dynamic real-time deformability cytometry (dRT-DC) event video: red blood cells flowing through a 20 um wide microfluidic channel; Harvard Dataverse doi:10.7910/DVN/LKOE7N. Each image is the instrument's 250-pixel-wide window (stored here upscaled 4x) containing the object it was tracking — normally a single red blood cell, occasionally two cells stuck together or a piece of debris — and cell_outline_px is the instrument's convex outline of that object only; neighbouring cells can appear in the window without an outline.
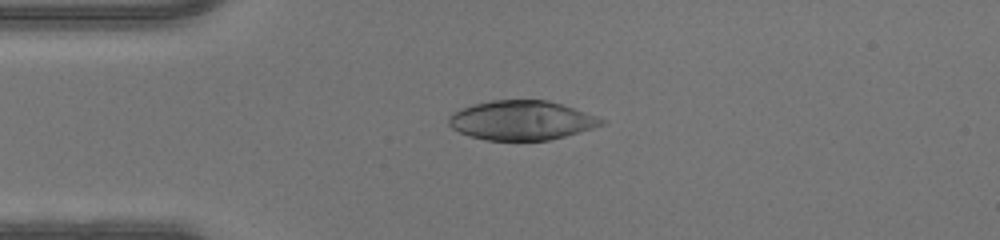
{"species": "human", "species_latin": "Homo sapiens", "temperature_condition": "warm", "stored_images_in_passage": 47, "camera_frame_rate_fps": 3000, "um_per_image_px": 0.085, "donor": {"sex": "male"}, "frame": {"image": 1, "passage_image": 11, "time_ms": 3.333, "image_size_px": [1000, 240], "cell_outline_px": [[604, 124], [592, 128], [564, 136], [548, 140], [484, 140], [468, 136], [452, 128], [448, 124], [448, 116], [452, 112], [460, 108], [472, 104], [492, 100], [548, 100], [596, 116], [604, 120]], "centroid_in_image_um": [44.25, 10.23], "position_along_channel_um": 40.7, "area_um2": 34.85}}
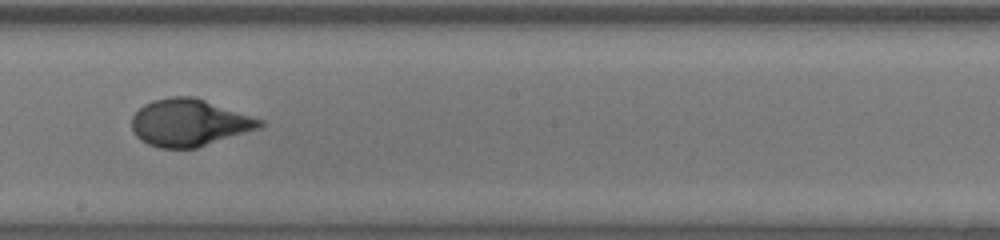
{"frame": {"image": 2, "passage_image": 26, "time_ms": 8.333, "image_size_px": [1000, 240], "cell_outline_px": [[264, 124], [260, 128], [196, 148], [160, 148], [148, 144], [140, 140], [132, 132], [132, 116], [144, 104], [152, 100], [172, 96], [196, 96], [264, 120]], "centroid_in_image_um": [16.08, 10.42], "position_along_channel_um": 232.1, "area_um2": 35.37}}
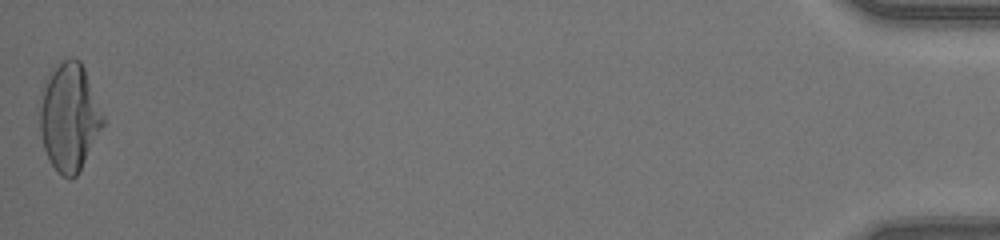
{"frame": {"image": 3, "passage_image": 47, "time_ms": 15.333, "image_size_px": [1000, 240], "cell_outline_px": [[104, 124], [80, 172], [76, 176], [64, 176], [52, 164], [44, 148], [40, 132], [40, 104], [44, 80], [48, 72], [64, 60], [72, 56], [80, 60], [84, 68], [104, 116]], "centroid_in_image_um": [5.89, 9.92], "position_along_channel_um": 429.3, "area_um2": 39.42}}